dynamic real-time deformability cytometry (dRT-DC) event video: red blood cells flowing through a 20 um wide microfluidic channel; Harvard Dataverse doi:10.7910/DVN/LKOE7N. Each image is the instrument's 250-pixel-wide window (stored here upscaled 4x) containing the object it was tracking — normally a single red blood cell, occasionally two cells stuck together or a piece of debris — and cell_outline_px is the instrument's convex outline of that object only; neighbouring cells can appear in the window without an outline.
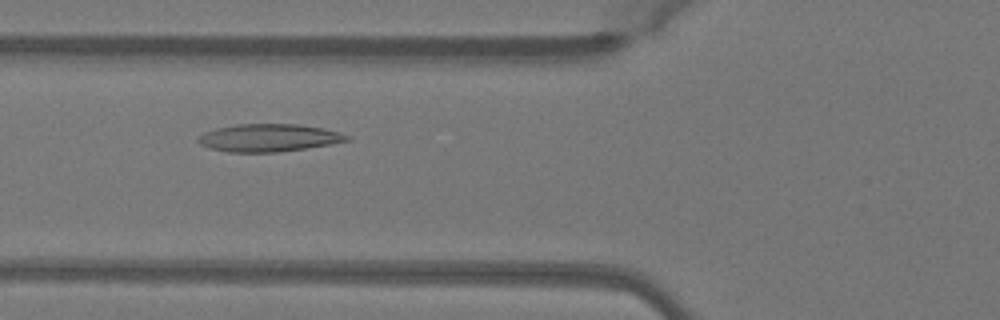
{"species": "Egyptian fruit bat (a non-hibernating species)", "species_latin": "Rousettus aegyptiacus", "temperature_condition": "warm", "stored_images_in_passage": 34, "camera_frame_rate_fps": 3000, "um_per_image_px": 0.085, "animal": {"sex": "female"}, "frame": {"image": 1, "passage_image": 4, "time_ms": 1.0, "image_size_px": [1000, 320], "cell_outline_px": [[352, 140], [280, 152], [228, 152], [212, 148], [200, 144], [196, 140], [196, 136], [204, 132], [216, 128], [236, 124], [296, 124], [324, 128], [340, 132], [352, 136]], "centroid_in_image_um": [22.84, 11.7], "position_along_channel_um": 103.0, "area_um2": 24.04}}
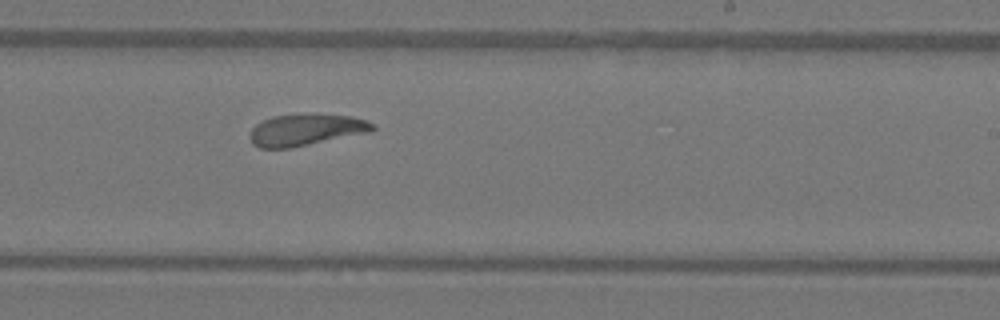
{"frame": {"image": 2, "passage_image": 16, "time_ms": 5.0, "image_size_px": [1000, 320], "cell_outline_px": [[376, 128], [372, 132], [288, 148], [260, 148], [252, 144], [248, 136], [252, 128], [256, 124], [272, 116], [296, 112], [308, 112], [352, 116], [376, 124]], "centroid_in_image_um": [26.0, 11.0], "position_along_channel_um": 263.0, "area_um2": 23.29}}
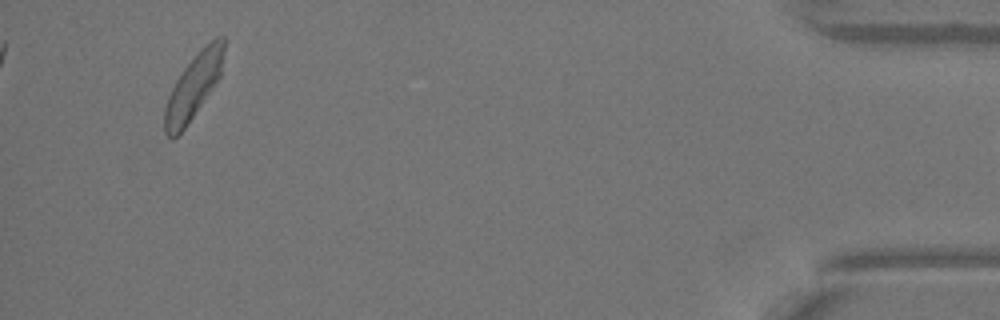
{"frame": {"image": 3, "passage_image": 33, "time_ms": 10.667, "image_size_px": [1000, 320], "cell_outline_px": [[224, 48], [220, 76], [184, 128], [172, 140], [164, 132], [164, 108], [168, 96], [176, 80], [184, 68], [200, 48], [216, 36], [224, 36]], "centroid_in_image_um": [16.42, 7.32], "position_along_channel_um": 418.8, "area_um2": 21.85}}